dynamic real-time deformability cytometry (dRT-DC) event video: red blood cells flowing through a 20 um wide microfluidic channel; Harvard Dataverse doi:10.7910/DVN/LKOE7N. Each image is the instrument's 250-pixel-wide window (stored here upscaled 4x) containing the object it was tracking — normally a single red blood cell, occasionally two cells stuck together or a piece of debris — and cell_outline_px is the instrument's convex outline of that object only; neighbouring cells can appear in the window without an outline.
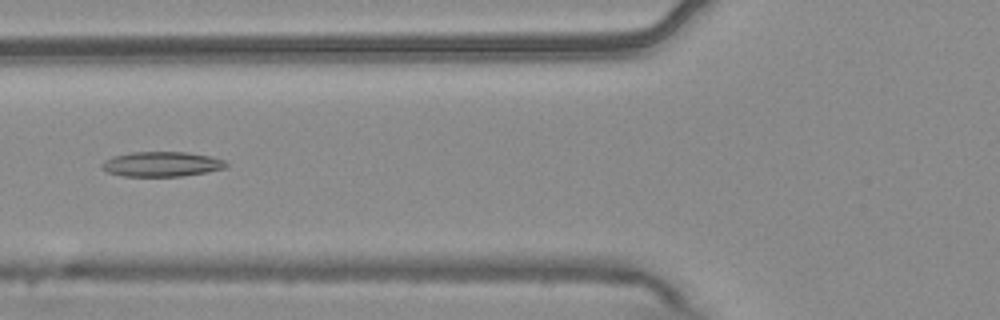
{"species": "common noctule bat (a hibernating species)", "species_latin": "Nyctalus noctula", "temperature_condition": "warm", "stored_images_in_passage": 9, "camera_frame_rate_fps": 3000, "um_per_image_px": 0.085, "animal": {"sex": "male", "body_mass_g": 20.4}, "frame": {"image": 1, "passage_image": 6, "time_ms": 1.667, "image_size_px": [1000, 320], "cell_outline_px": [[228, 164], [224, 168], [208, 172], [184, 176], [124, 176], [108, 172], [100, 168], [100, 164], [104, 160], [112, 156], [132, 152], [184, 152], [208, 156], [224, 160]], "centroid_in_image_um": [13.7, 13.95], "position_along_channel_um": 112.1, "area_um2": 18.03}}
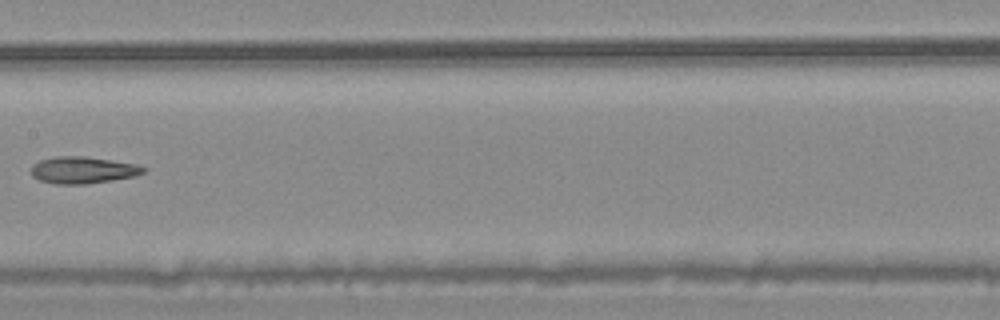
{"frame": {"image": 2, "passage_image": 8, "time_ms": 2.333, "image_size_px": [1000, 320], "cell_outline_px": [[148, 168], [144, 172], [132, 176], [112, 180], [84, 184], [52, 184], [40, 180], [32, 176], [32, 164], [40, 160], [56, 156], [84, 156], [136, 164]], "centroid_in_image_um": [7.01, 14.45], "position_along_channel_um": 200.4, "area_um2": 17.46}}
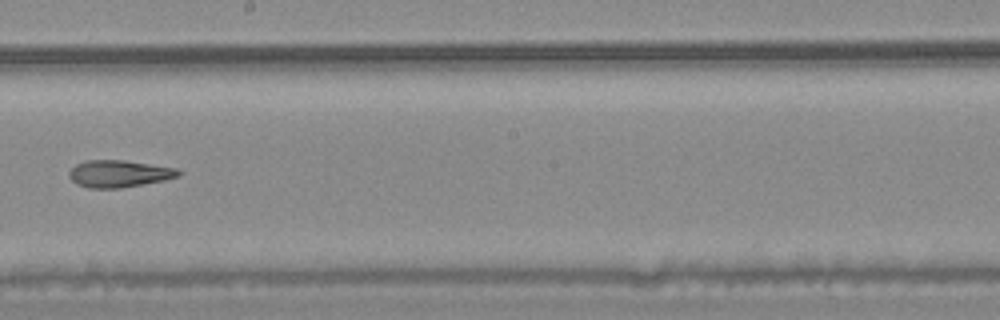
{"frame": {"image": 3, "passage_image": 9, "time_ms": 2.667, "image_size_px": [1000, 320], "cell_outline_px": [[184, 172], [180, 176], [164, 180], [120, 188], [88, 188], [76, 184], [68, 176], [68, 172], [76, 164], [84, 160], [124, 160], [176, 168]], "centroid_in_image_um": [10.11, 14.76], "position_along_channel_um": 238.1, "area_um2": 17.34}}